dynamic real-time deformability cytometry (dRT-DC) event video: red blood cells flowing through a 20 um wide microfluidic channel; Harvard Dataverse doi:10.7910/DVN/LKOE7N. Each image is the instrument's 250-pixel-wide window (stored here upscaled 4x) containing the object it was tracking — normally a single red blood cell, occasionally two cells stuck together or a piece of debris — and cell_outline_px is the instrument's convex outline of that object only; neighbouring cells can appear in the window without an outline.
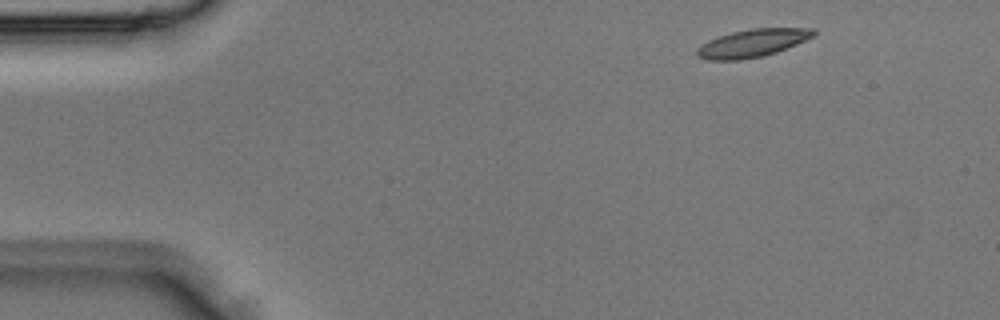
{"species": "Egyptian fruit bat (a non-hibernating species)", "species_latin": "Rousettus aegyptiacus", "temperature_condition": "room temperature", "stored_images_in_passage": 3, "camera_frame_rate_fps": 3000, "um_per_image_px": 0.085, "animal": {"sex": "male"}, "frame": {"image": 1, "passage_image": 1, "time_ms": 0.0, "image_size_px": [1000, 320], "cell_outline_px": [[816, 36], [776, 52], [764, 56], [740, 60], [708, 60], [696, 56], [696, 48], [708, 40], [732, 32], [752, 28], [816, 28]], "centroid_in_image_um": [63.97, 3.66], "position_along_channel_um": 21.0, "area_um2": 19.02}}
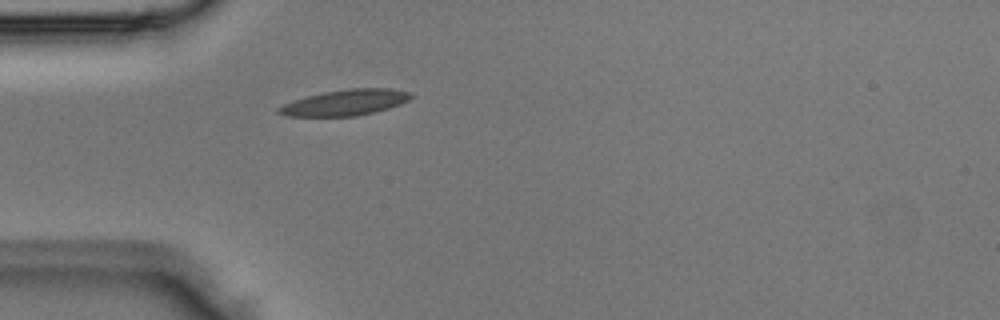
{"frame": {"image": 2, "passage_image": 3, "time_ms": 0.667, "image_size_px": [1000, 320], "cell_outline_px": [[412, 96], [408, 100], [400, 104], [388, 108], [356, 116], [284, 116], [276, 112], [276, 108], [284, 104], [308, 96], [324, 92], [348, 88], [388, 88], [408, 92]], "centroid_in_image_um": [29.31, 8.72], "position_along_channel_um": 55.7, "area_um2": 19.65}}